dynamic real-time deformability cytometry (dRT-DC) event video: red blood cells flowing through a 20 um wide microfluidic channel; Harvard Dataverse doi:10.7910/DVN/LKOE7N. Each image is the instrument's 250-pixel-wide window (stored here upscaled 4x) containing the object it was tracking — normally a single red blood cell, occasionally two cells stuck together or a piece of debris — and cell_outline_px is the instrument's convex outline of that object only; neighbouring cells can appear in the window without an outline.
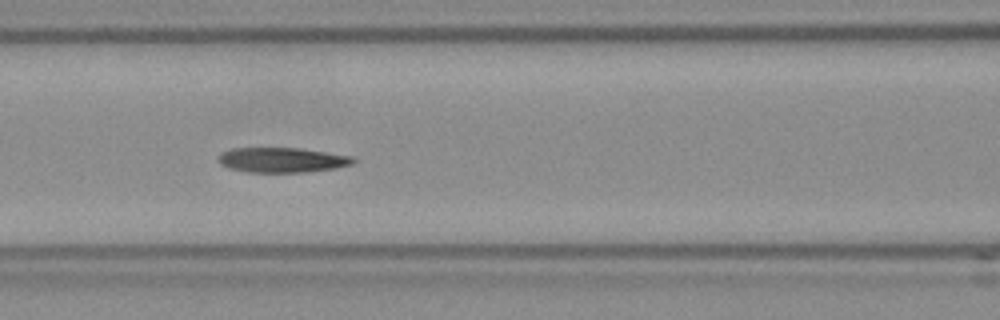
{"species": "Egyptian fruit bat (a non-hibernating species)", "species_latin": "Rousettus aegyptiacus", "temperature_condition": "room temperature", "stored_images_in_passage": 37, "camera_frame_rate_fps": 3000, "um_per_image_px": 0.085, "frame": {"image": 1, "passage_image": 11, "time_ms": 3.333, "image_size_px": [1000, 320], "cell_outline_px": [[360, 160], [352, 164], [336, 168], [308, 172], [244, 172], [228, 168], [220, 164], [216, 160], [216, 156], [220, 152], [232, 148], [300, 148], [356, 156]], "centroid_in_image_um": [23.99, 13.59], "position_along_channel_um": 142.6, "area_um2": 20.17}, "authors_computed_cell_mechanics": {"area_um2": 20.1722, "velocity_mm_per_s": 3.8417, "shape_relaxation_time_tau1_ms": 4.6255, "shape_relaxation_time_tau2_ms": 1.094, "deformation_change_tau1": 0.1665, "deformation_change_tau2": 0.0741}}